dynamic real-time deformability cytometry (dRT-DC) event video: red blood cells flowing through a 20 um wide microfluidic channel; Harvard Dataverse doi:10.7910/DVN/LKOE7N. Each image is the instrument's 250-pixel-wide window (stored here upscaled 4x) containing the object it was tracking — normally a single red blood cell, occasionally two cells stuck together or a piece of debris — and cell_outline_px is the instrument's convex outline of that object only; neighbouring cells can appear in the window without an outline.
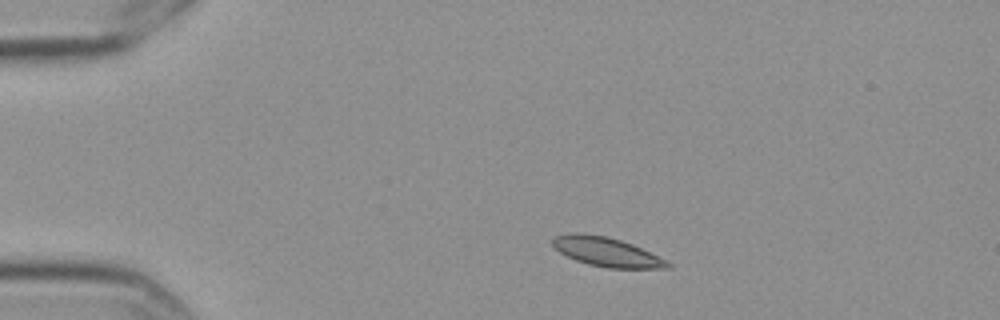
{"species": "Egyptian fruit bat (a non-hibernating species)", "species_latin": "Rousettus aegyptiacus", "temperature_condition": "cold", "stored_images_in_passage": 4, "camera_frame_rate_fps": 3000, "um_per_image_px": 0.085, "frame": {"image": 1, "passage_image": 1, "time_ms": 0.0, "image_size_px": [1000, 320], "cell_outline_px": [[672, 268], [608, 268], [588, 264], [576, 260], [560, 252], [552, 244], [552, 236], [572, 232], [584, 232], [608, 236], [632, 244], [672, 264]], "centroid_in_image_um": [51.5, 21.39], "position_along_channel_um": 33.5, "area_um2": 19.48}}
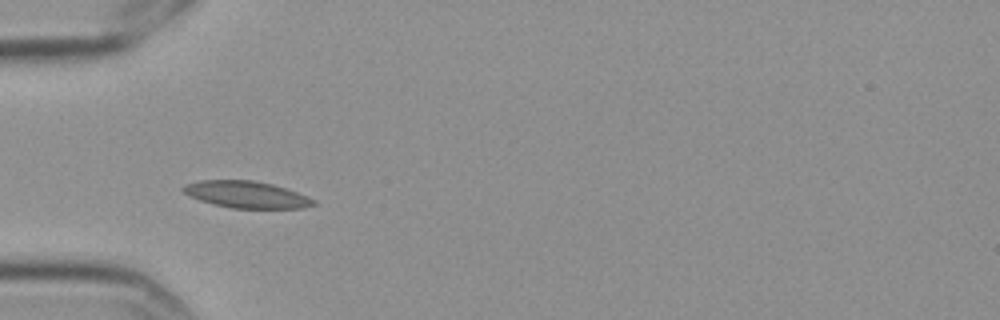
{"frame": {"image": 2, "passage_image": 3, "time_ms": 0.667, "image_size_px": [1000, 320], "cell_outline_px": [[316, 204], [304, 208], [232, 208], [212, 204], [188, 196], [180, 188], [184, 184], [200, 180], [252, 180], [272, 184], [296, 192], [316, 200]], "centroid_in_image_um": [20.9, 16.53], "position_along_channel_um": 64.1, "area_um2": 20.35}}
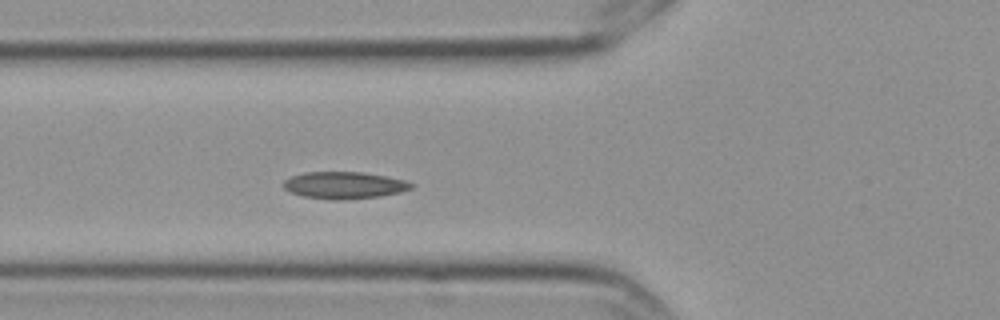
{"frame": {"image": 3, "passage_image": 4, "time_ms": 1.0, "image_size_px": [1000, 320], "cell_outline_px": [[416, 184], [412, 188], [400, 192], [380, 196], [344, 200], [332, 200], [304, 196], [292, 192], [284, 188], [284, 180], [292, 176], [304, 172], [364, 172], [388, 176], [404, 180]], "centroid_in_image_um": [29.3, 15.74], "position_along_channel_um": 96.5, "area_um2": 20.11}}